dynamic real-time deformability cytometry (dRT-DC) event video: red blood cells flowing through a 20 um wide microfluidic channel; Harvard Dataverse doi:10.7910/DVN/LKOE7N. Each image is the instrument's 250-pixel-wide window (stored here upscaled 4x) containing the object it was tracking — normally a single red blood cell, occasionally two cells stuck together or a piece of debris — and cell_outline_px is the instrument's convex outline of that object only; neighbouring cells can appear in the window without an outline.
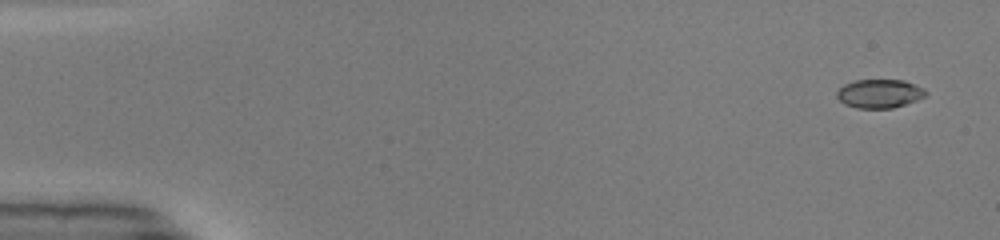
{"species": "common noctule bat (a hibernating species)", "species_latin": "Nyctalus noctula", "temperature_condition": "warm", "stored_images_in_passage": 48, "camera_frame_rate_fps": 3000, "um_per_image_px": 0.085, "animal": {"sex": "male", "body_mass_g": 19.0, "forearm_length_mm": 50.8}, "frame": {"image": 1, "passage_image": 1, "time_ms": 0.0, "image_size_px": [1000, 240], "cell_outline_px": [[928, 92], [924, 96], [916, 100], [892, 108], [856, 108], [844, 104], [836, 96], [836, 92], [844, 84], [856, 80], [904, 80], [924, 88]], "centroid_in_image_um": [74.74, 7.95], "position_along_channel_um": 10.3, "area_um2": 14.8}}
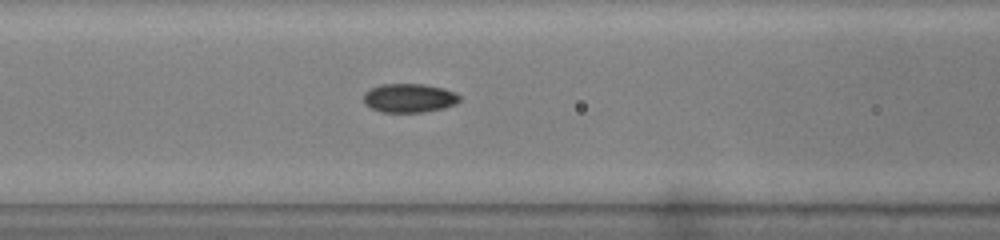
{"frame": {"image": 2, "passage_image": 20, "time_ms": 6.333, "image_size_px": [1000, 240], "cell_outline_px": [[460, 100], [456, 104], [444, 108], [424, 112], [380, 112], [364, 104], [364, 92], [380, 84], [424, 84], [444, 88], [460, 96]], "centroid_in_image_um": [34.77, 8.33], "position_along_channel_um": 131.8, "area_um2": 16.18}}
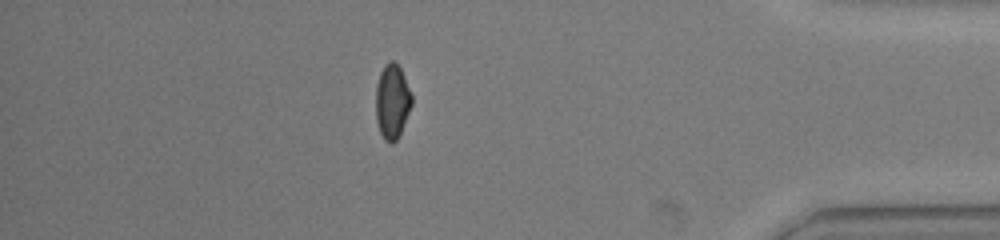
{"frame": {"image": 3, "passage_image": 42, "time_ms": 13.667, "image_size_px": [1000, 240], "cell_outline_px": [[412, 104], [400, 132], [396, 140], [392, 144], [384, 140], [380, 132], [376, 120], [376, 84], [380, 72], [384, 64], [392, 60], [400, 68], [404, 76], [412, 96]], "centroid_in_image_um": [33.32, 8.62], "position_along_channel_um": 401.9, "area_um2": 15.49}, "authors_computed_cell_mechanics": {"area_um2": 15.4904, "velocity_mm_per_s": 4.1728, "shape_relaxation_time_tau1_ms": 8.1586, "shape_relaxation_time_tau2_ms": 1.0628, "deformation_change_tau1": 0.1975, "deformation_change_tau2": 0.0459}}